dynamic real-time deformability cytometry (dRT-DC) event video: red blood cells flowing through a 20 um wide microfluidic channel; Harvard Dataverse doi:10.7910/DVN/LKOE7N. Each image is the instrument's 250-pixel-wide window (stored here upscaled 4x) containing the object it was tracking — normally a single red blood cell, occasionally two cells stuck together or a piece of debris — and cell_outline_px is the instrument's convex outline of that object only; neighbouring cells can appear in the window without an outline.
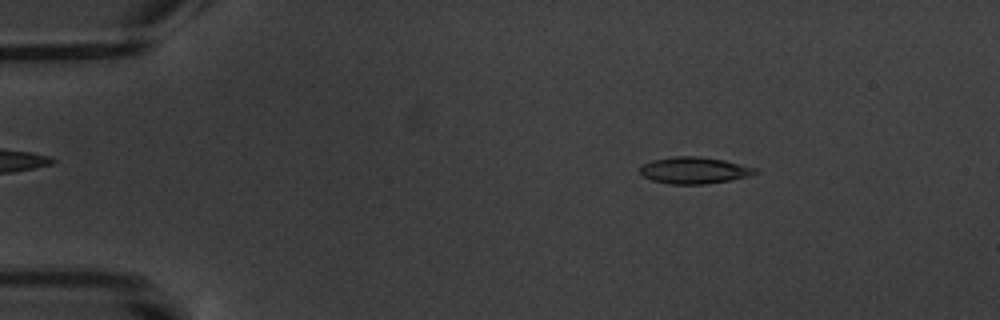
{"species": "common noctule bat (a hibernating species)", "species_latin": "Nyctalus noctula", "temperature_condition": "warm", "stored_images_in_passage": 4, "camera_frame_rate_fps": 3000, "um_per_image_px": 0.085, "animal": {"sex": "male", "body_mass_g": 20.1, "forearm_length_mm": 53.5}, "frame": {"image": 1, "passage_image": 2, "time_ms": 1.333, "image_size_px": [1000, 320], "cell_outline_px": [[760, 172], [748, 176], [732, 180], [708, 184], [668, 184], [652, 180], [644, 176], [640, 172], [640, 168], [644, 164], [652, 160], [676, 156], [700, 156], [724, 160], [756, 168]], "centroid_in_image_um": [59.03, 14.48], "position_along_channel_um": 26.0, "area_um2": 17.92}}